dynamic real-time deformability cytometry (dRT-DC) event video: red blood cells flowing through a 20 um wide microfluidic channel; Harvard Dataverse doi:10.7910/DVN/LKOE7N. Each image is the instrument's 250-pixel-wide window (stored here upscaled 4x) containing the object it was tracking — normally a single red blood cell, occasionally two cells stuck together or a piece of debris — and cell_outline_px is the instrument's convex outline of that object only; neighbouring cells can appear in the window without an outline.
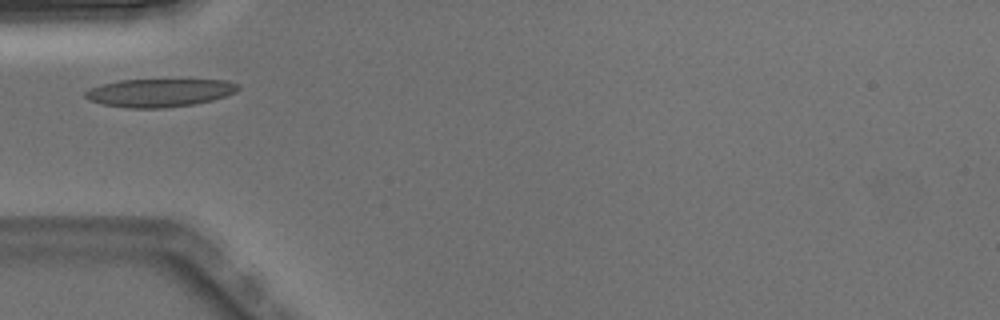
{"species": "Egyptian fruit bat (a non-hibernating species)", "species_latin": "Rousettus aegyptiacus", "temperature_condition": "warm", "stored_images_in_passage": 3, "camera_frame_rate_fps": 3000, "um_per_image_px": 0.085, "animal": {"sex": "male"}, "frame": {"image": 1, "passage_image": 2, "time_ms": 0.333, "image_size_px": [1000, 320], "cell_outline_px": [[240, 88], [236, 92], [212, 100], [196, 104], [164, 108], [128, 108], [104, 104], [88, 100], [84, 96], [84, 92], [100, 84], [120, 80], [228, 80], [240, 84]], "centroid_in_image_um": [13.58, 7.88], "position_along_channel_um": 71.4, "area_um2": 25.09}}